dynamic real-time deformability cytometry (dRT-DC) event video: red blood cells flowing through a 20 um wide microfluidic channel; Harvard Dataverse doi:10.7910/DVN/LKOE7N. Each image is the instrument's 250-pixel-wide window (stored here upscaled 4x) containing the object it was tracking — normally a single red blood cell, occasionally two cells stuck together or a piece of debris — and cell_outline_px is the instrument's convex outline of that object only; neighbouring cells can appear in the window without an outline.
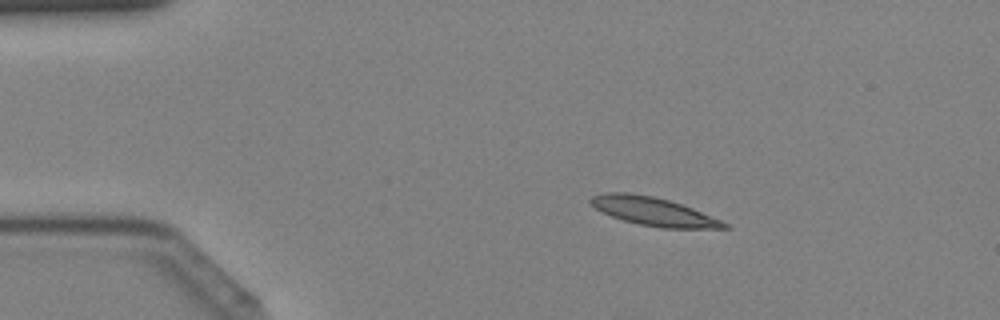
{"species": "Egyptian fruit bat (a non-hibernating species)", "species_latin": "Rousettus aegyptiacus", "temperature_condition": "cold", "stored_images_in_passage": 32, "camera_frame_rate_fps": 3000, "um_per_image_px": 0.085, "animal": {"sex": "female"}, "frame": {"image": 1, "passage_image": 8, "time_ms": 2.333, "image_size_px": [1000, 320], "cell_outline_px": [[732, 228], [660, 228], [640, 224], [624, 220], [612, 216], [596, 208], [588, 200], [592, 196], [608, 192], [628, 192], [652, 196], [668, 200], [692, 208], [720, 220], [728, 224]], "centroid_in_image_um": [55.54, 17.97], "position_along_channel_um": 29.5, "area_um2": 21.68}}
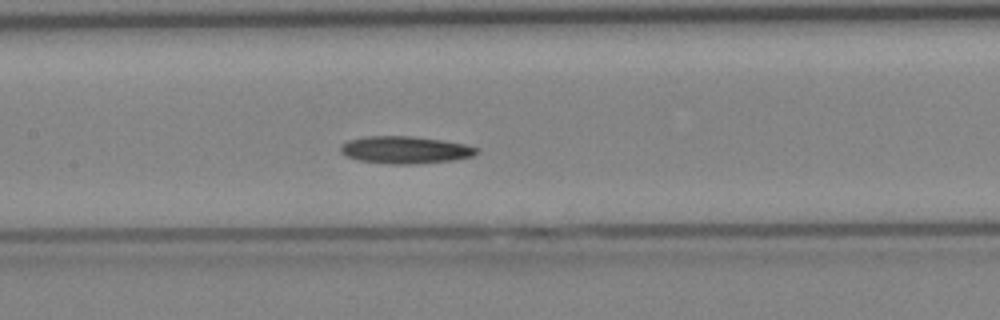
{"frame": {"image": 2, "passage_image": 21, "time_ms": 6.667, "image_size_px": [1000, 320], "cell_outline_px": [[480, 152], [472, 156], [452, 160], [412, 164], [388, 164], [360, 160], [344, 156], [340, 152], [340, 144], [348, 140], [364, 136], [412, 136], [440, 140], [464, 144], [480, 148]], "centroid_in_image_um": [34.41, 12.74], "position_along_channel_um": 173.0, "area_um2": 21.73}}
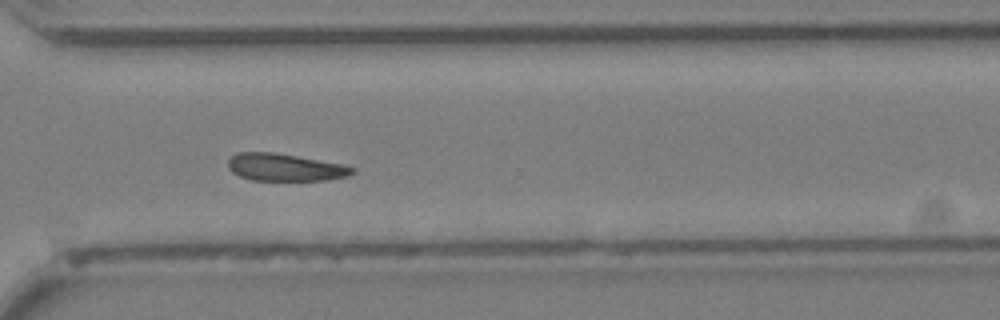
{"frame": {"image": 3, "passage_image": 32, "time_ms": 10.333, "image_size_px": [1000, 320], "cell_outline_px": [[356, 172], [348, 176], [328, 180], [252, 180], [240, 176], [232, 172], [228, 168], [228, 160], [236, 152], [272, 152], [344, 164], [356, 168]], "centroid_in_image_um": [24.25, 14.22], "position_along_channel_um": 346.3, "area_um2": 19.88}}